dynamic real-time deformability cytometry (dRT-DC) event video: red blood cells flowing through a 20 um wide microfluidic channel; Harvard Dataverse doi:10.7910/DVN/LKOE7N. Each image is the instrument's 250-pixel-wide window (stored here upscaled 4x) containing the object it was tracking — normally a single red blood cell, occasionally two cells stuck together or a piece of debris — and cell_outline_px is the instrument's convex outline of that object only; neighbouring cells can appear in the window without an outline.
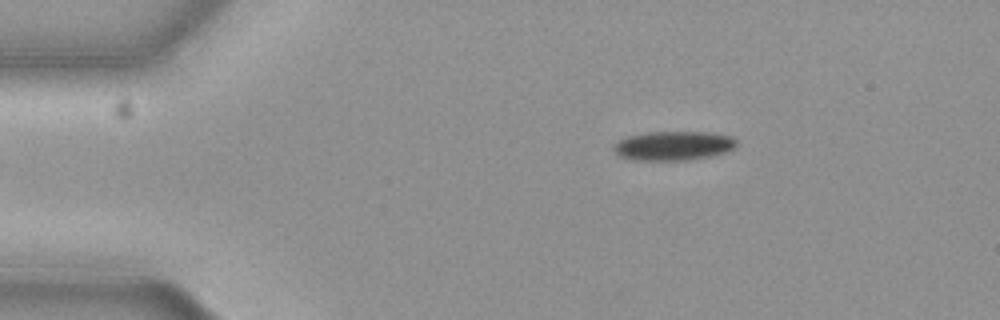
{"species": "common noctule bat (a hibernating species)", "species_latin": "Nyctalus noctula", "temperature_condition": "cold", "stored_images_in_passage": 47, "camera_frame_rate_fps": 3000, "um_per_image_px": 0.085, "animal": {"sex": "female", "body_mass_g": 19.3, "forearm_length_mm": 54.1}, "frame": {"image": 1, "passage_image": 1, "time_ms": 0.0, "image_size_px": [1000, 320], "cell_outline_px": [[736, 148], [724, 152], [708, 156], [688, 160], [632, 160], [620, 156], [616, 152], [616, 144], [620, 140], [628, 136], [648, 132], [712, 132], [732, 136], [736, 140]], "centroid_in_image_um": [57.29, 12.38], "position_along_channel_um": 27.7, "area_um2": 20.69}}
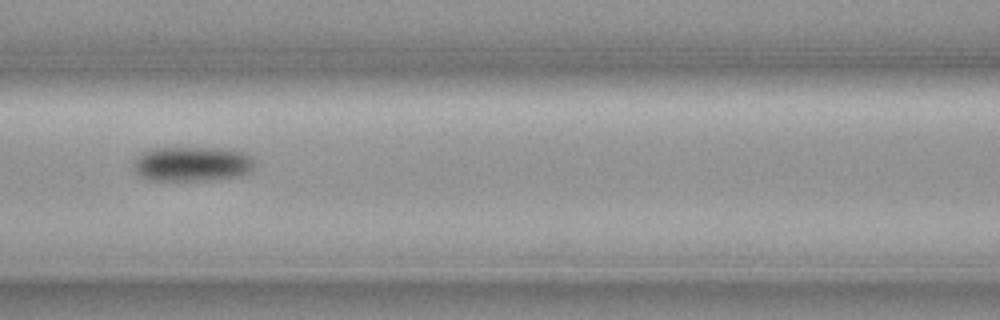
{"frame": {"image": 2, "passage_image": 16, "time_ms": 5.0, "image_size_px": [1000, 320], "cell_outline_px": [[256, 164], [248, 172], [240, 176], [208, 180], [148, 180], [140, 176], [136, 172], [132, 164], [136, 156], [144, 152], [156, 148], [228, 148], [244, 152], [252, 156], [256, 160]], "centroid_in_image_um": [16.36, 13.93], "position_along_channel_um": 150.2, "area_um2": 24.8}}
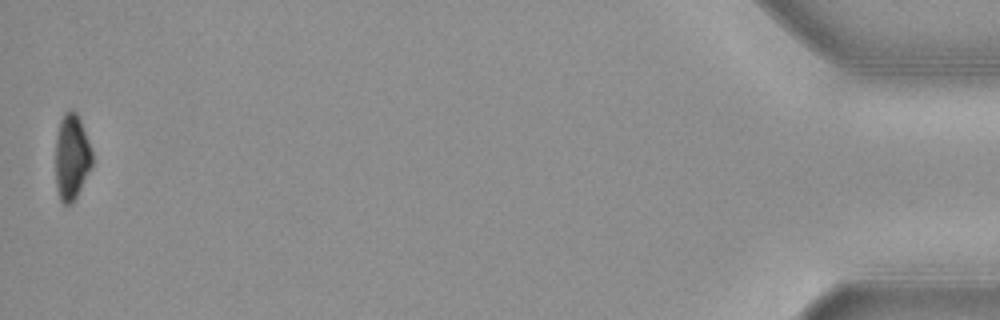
{"frame": {"image": 3, "passage_image": 47, "time_ms": 15.333, "image_size_px": [1000, 320], "cell_outline_px": [[92, 164], [76, 196], [68, 204], [64, 204], [60, 200], [56, 188], [56, 136], [60, 120], [64, 112], [72, 108], [76, 112], [80, 120], [88, 140], [92, 152]], "centroid_in_image_um": [6.07, 13.29], "position_along_channel_um": 429.1, "area_um2": 18.03}, "authors_computed_cell_mechanics": {"area_um2": 22.3686, "velocity_mm_per_s": 3.6845, "shape_relaxation_time_tau1_ms": 2.525, "shape_relaxation_time_tau2_ms": null, "deformation_change_tau1": 0.1035, "deformation_change_tau2": null}}